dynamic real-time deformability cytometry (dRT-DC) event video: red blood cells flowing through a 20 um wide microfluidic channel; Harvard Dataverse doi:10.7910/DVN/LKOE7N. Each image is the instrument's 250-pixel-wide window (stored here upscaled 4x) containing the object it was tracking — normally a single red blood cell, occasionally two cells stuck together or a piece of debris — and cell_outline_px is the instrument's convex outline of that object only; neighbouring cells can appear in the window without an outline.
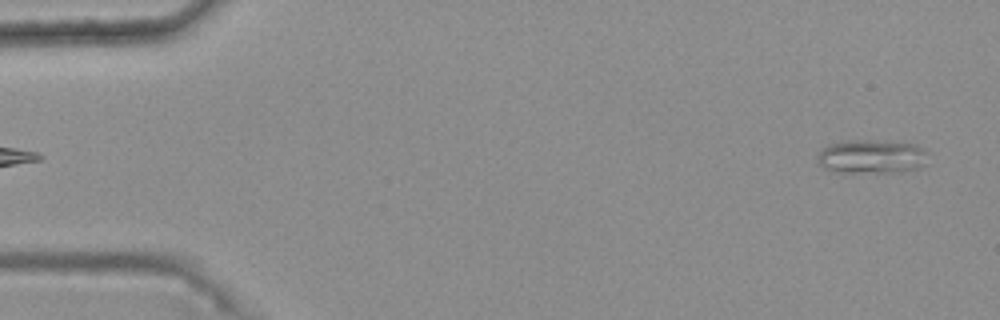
{"species": "common noctule bat (a hibernating species)", "species_latin": "Nyctalus noctula", "temperature_condition": "warm", "stored_images_in_passage": 48, "camera_frame_rate_fps": 3000, "um_per_image_px": 0.085, "animal": {"sex": "female", "body_mass_g": 25.1}, "frame": {"image": 1, "passage_image": 2, "time_ms": 0.333, "image_size_px": [1000, 320], "cell_outline_px": [[928, 152], [924, 164], [920, 168], [900, 172], [840, 172], [828, 168], [820, 164], [816, 160], [816, 156], [824, 148], [832, 144], [848, 140], [872, 140], [916, 144], [924, 148]], "centroid_in_image_um": [74.14, 13.31], "position_along_channel_um": 10.9, "area_um2": 21.68}}
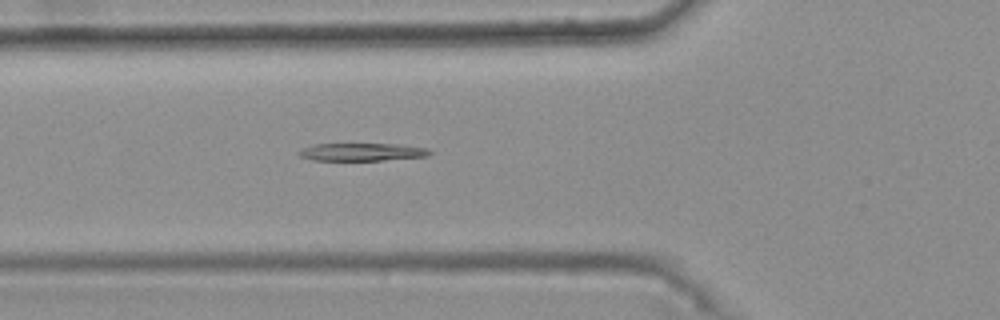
{"frame": {"image": 2, "passage_image": 19, "time_ms": 6.0, "image_size_px": [1000, 320], "cell_outline_px": [[432, 152], [428, 156], [380, 160], [312, 160], [300, 156], [296, 152], [304, 148], [316, 144], [400, 144], [428, 148]], "centroid_in_image_um": [30.79, 12.91], "position_along_channel_um": 95.0, "area_um2": 13.41}}
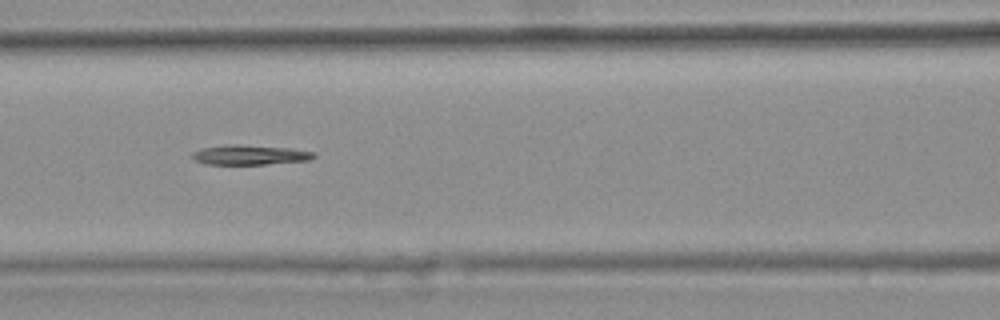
{"frame": {"image": 3, "passage_image": 23, "time_ms": 7.333, "image_size_px": [1000, 320], "cell_outline_px": [[316, 156], [308, 160], [264, 164], [208, 164], [196, 160], [192, 156], [192, 152], [200, 148], [232, 144], [240, 144], [292, 148], [312, 152]], "centroid_in_image_um": [21.22, 13.15], "position_along_channel_um": 145.4, "area_um2": 13.87}}